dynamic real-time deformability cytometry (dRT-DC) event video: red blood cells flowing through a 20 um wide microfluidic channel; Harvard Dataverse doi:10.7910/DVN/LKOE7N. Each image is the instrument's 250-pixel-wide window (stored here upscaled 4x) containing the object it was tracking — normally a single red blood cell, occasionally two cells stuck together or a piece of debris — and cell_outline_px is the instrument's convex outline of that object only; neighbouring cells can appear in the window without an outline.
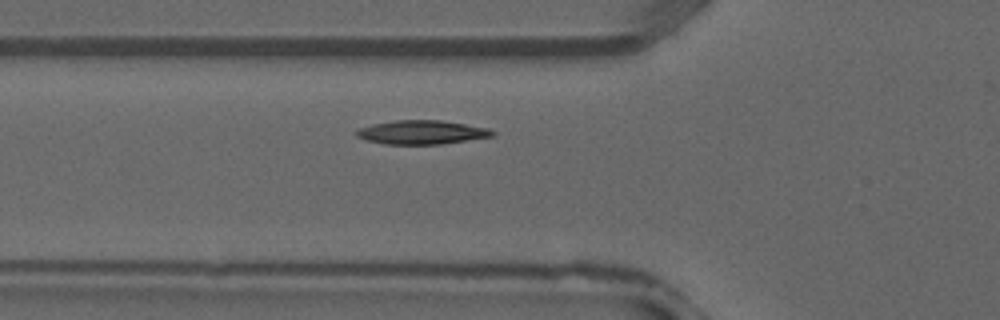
{"species": "common noctule bat (a hibernating species)", "species_latin": "Nyctalus noctula", "temperature_condition": "warm", "stored_images_in_passage": 24, "camera_frame_rate_fps": 3000, "um_per_image_px": 0.085, "animal": {"sex": "male", "forearm_length_mm": 52.5}, "frame": {"image": 1, "passage_image": 3, "time_ms": 0.667, "image_size_px": [1000, 320], "cell_outline_px": [[496, 132], [492, 136], [440, 144], [384, 144], [368, 140], [356, 136], [356, 132], [360, 128], [372, 124], [396, 120], [440, 120], [488, 128]], "centroid_in_image_um": [35.84, 11.24], "position_along_channel_um": 90.0, "area_um2": 18.61}}
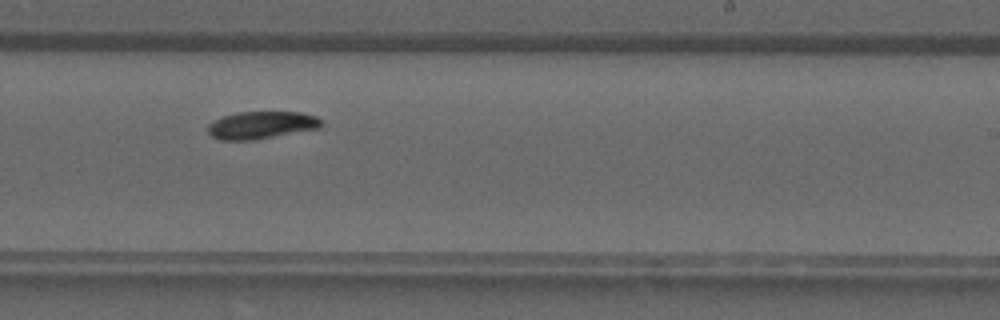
{"frame": {"image": 2, "passage_image": 13, "time_ms": 4.0, "image_size_px": [1000, 320], "cell_outline_px": [[324, 124], [320, 128], [256, 140], [220, 140], [212, 136], [208, 132], [208, 124], [224, 116], [240, 112], [304, 112], [316, 116], [324, 120]], "centroid_in_image_um": [22.29, 10.64], "position_along_channel_um": 266.7, "area_um2": 18.32}}
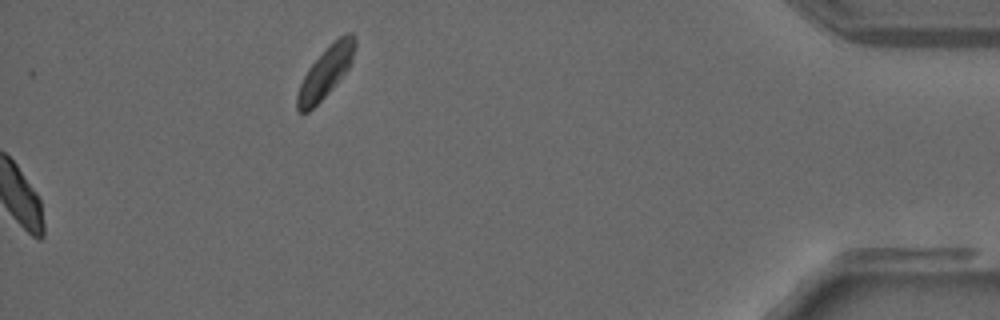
{"frame": {"image": 3, "passage_image": 24, "time_ms": 7.667, "image_size_px": [1000, 320], "cell_outline_px": [[356, 44], [352, 60], [348, 68], [336, 84], [308, 112], [300, 112], [296, 108], [296, 96], [300, 84], [308, 68], [328, 44], [344, 32], [352, 32], [356, 36]], "centroid_in_image_um": [27.69, 6.06], "position_along_channel_um": 407.5, "area_um2": 17.11}}